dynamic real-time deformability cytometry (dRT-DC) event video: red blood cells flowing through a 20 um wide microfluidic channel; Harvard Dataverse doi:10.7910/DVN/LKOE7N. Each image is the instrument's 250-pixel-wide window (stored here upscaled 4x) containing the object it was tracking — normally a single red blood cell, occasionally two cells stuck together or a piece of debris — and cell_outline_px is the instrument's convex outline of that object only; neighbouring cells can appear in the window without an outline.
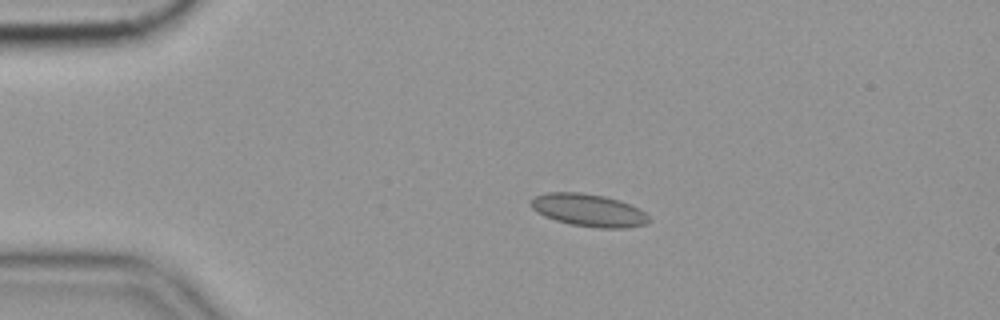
{"species": "common noctule bat (a hibernating species)", "species_latin": "Nyctalus noctula", "temperature_condition": "cold", "stored_images_in_passage": 12, "camera_frame_rate_fps": 3000, "um_per_image_px": 0.085, "animal": {"sex": "female", "body_mass_g": 19.9}, "frame": {"image": 1, "passage_image": 6, "time_ms": 1.667, "image_size_px": [1000, 320], "cell_outline_px": [[652, 220], [648, 224], [624, 228], [600, 228], [572, 224], [556, 220], [544, 216], [536, 212], [532, 208], [532, 200], [536, 196], [548, 192], [580, 192], [604, 196], [620, 200], [644, 212]], "centroid_in_image_um": [50.05, 17.87], "position_along_channel_um": 34.9, "area_um2": 22.2}}